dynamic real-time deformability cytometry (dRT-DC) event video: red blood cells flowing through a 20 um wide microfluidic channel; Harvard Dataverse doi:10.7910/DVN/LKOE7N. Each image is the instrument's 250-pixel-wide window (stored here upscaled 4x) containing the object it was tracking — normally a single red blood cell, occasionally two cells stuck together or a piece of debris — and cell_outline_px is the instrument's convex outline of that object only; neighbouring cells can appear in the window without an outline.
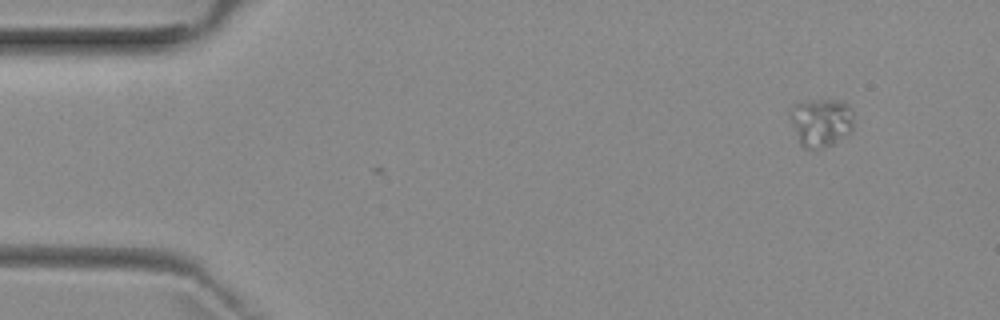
{"species": "common noctule bat (a hibernating species)", "species_latin": "Nyctalus noctula", "temperature_condition": "room temperature", "stored_images_in_passage": 3, "segment_of_instrument_passage": [2, 2], "camera_frame_rate_fps": 3000, "um_per_image_px": 0.085, "animal": {"sex": "female", "body_mass_g": 29.2, "forearm_length_mm": 56.3}, "frame": {"image": 1, "passage_image": 3, "time_ms": 2.333, "image_size_px": [1000, 320], "cell_outline_px": [[852, 132], [832, 144], [820, 148], [804, 148], [800, 144], [788, 116], [788, 112], [792, 104], [804, 100], [840, 100], [848, 104], [852, 108]], "centroid_in_image_um": [69.75, 10.36], "position_along_channel_um": 15.2, "area_um2": 18.26}}